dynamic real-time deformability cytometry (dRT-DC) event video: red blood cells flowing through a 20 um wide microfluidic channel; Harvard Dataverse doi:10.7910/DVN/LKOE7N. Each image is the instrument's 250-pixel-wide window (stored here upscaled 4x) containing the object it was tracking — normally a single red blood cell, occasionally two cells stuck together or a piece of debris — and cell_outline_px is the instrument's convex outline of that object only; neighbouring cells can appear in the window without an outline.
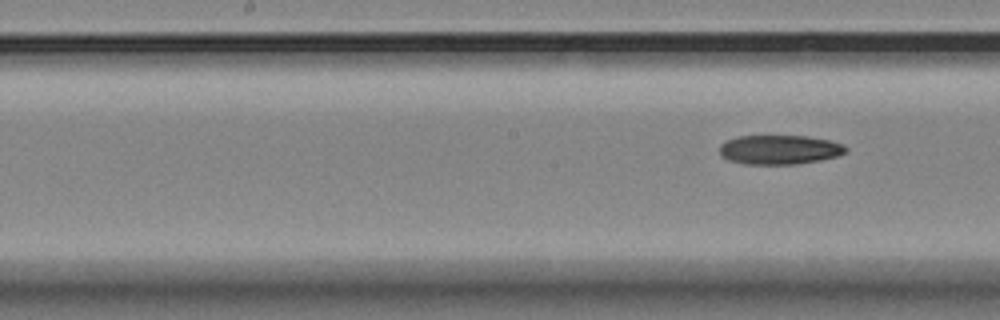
{"species": "Egyptian fruit bat (a non-hibernating species)", "species_latin": "Rousettus aegyptiacus", "temperature_condition": "room temperature", "stored_images_in_passage": 6, "segment_of_instrument_passage": [2, 2], "camera_frame_rate_fps": 3000, "um_per_image_px": 0.085, "animal": {"sex": "female"}, "frame": {"image": 1, "passage_image": 6, "time_ms": 1.667, "image_size_px": [1000, 320], "cell_outline_px": [[848, 152], [840, 156], [820, 160], [796, 164], [744, 164], [728, 160], [720, 152], [720, 144], [736, 136], [808, 136], [828, 140], [844, 144], [848, 148]], "centroid_in_image_um": [66.31, 12.72], "position_along_channel_um": 181.9, "area_um2": 21.68}}